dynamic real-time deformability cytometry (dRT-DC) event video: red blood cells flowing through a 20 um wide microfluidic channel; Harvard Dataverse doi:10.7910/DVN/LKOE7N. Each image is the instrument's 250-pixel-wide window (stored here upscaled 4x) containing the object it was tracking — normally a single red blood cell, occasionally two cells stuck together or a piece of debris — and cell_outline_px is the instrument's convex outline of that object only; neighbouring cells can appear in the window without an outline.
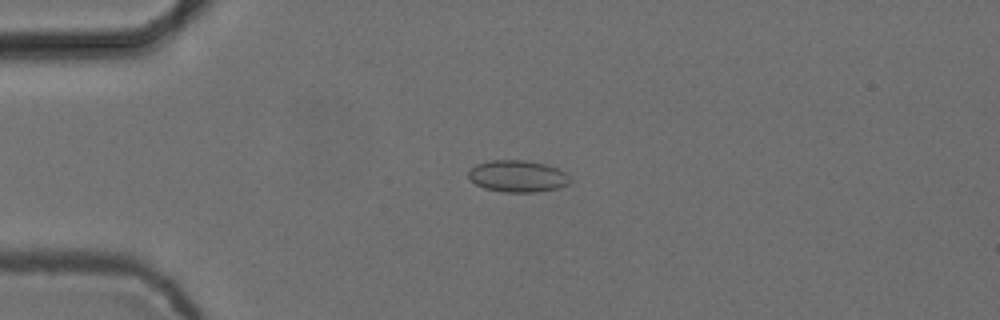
{"species": "common noctule bat (a hibernating species)", "species_latin": "Nyctalus noctula", "temperature_condition": "cold", "stored_images_in_passage": 5, "camera_frame_rate_fps": 3000, "um_per_image_px": 0.085, "animal": {"sex": "female", "body_mass_g": 24.6, "forearm_length_mm": 56.2}, "frame": {"image": 1, "passage_image": 3, "time_ms": 0.667, "image_size_px": [1000, 320], "cell_outline_px": [[568, 184], [556, 188], [536, 192], [504, 192], [484, 188], [476, 184], [468, 176], [468, 168], [476, 164], [492, 160], [524, 160], [548, 164], [568, 172]], "centroid_in_image_um": [43.98, 14.96], "position_along_channel_um": 41.0, "area_um2": 18.9}}
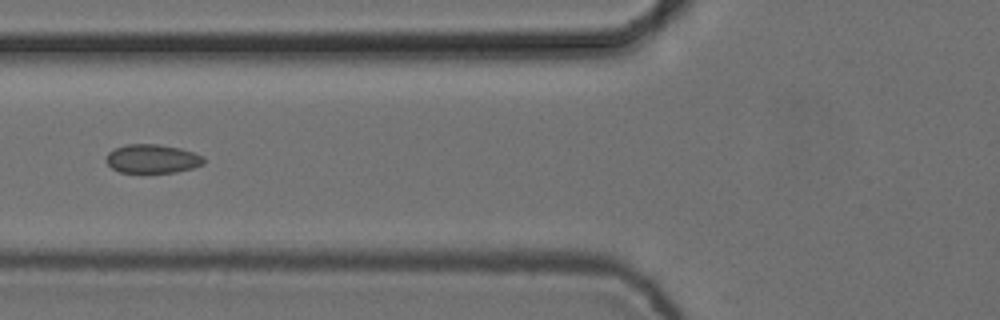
{"frame": {"image": 2, "passage_image": 5, "time_ms": 1.333, "image_size_px": [1000, 320], "cell_outline_px": [[204, 164], [192, 168], [176, 172], [120, 172], [112, 168], [104, 160], [108, 152], [124, 144], [160, 144], [180, 148], [204, 156]], "centroid_in_image_um": [12.93, 13.48], "position_along_channel_um": 112.9, "area_um2": 16.42}}